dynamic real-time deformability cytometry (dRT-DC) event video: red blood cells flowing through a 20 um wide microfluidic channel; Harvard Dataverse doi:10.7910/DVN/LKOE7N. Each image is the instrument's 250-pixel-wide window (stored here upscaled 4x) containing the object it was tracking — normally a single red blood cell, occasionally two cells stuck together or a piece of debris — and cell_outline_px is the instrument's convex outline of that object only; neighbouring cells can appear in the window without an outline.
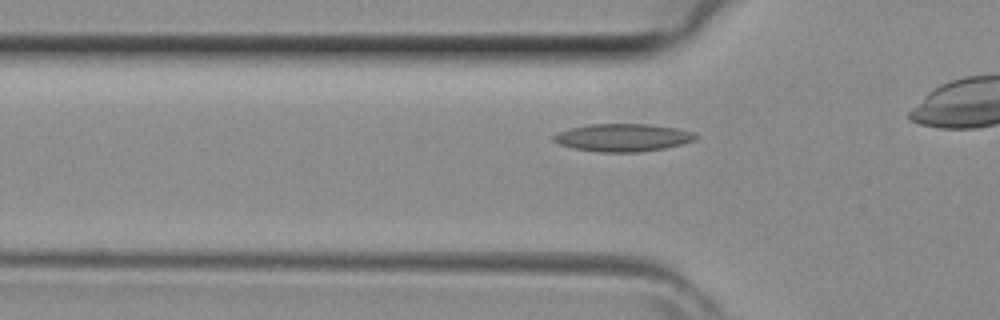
{"species": "common noctule bat (a hibernating species)", "species_latin": "Nyctalus noctula", "temperature_condition": "room temperature", "stored_images_in_passage": 20, "camera_frame_rate_fps": 3000, "um_per_image_px": 0.085, "animal": {"sex": "female", "body_mass_g": 29.2, "forearm_length_mm": 56.3}, "frame": {"image": 1, "passage_image": 5, "time_ms": 1.333, "image_size_px": [1000, 320], "cell_outline_px": [[696, 136], [692, 140], [680, 144], [664, 148], [640, 152], [600, 152], [572, 148], [560, 144], [552, 140], [552, 136], [568, 128], [588, 124], [648, 124], [676, 128], [692, 132]], "centroid_in_image_um": [52.87, 11.69], "position_along_channel_um": 72.9, "area_um2": 22.72}}
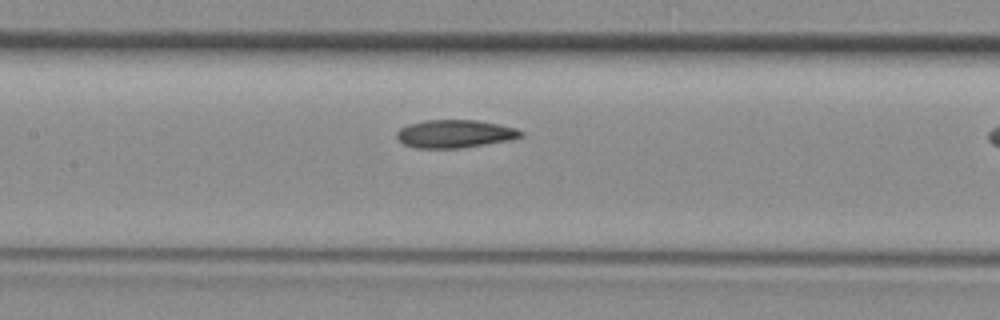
{"frame": {"image": 2, "passage_image": 11, "time_ms": 3.333, "image_size_px": [1000, 320], "cell_outline_px": [[524, 136], [512, 140], [460, 148], [416, 148], [404, 144], [396, 140], [396, 132], [400, 128], [408, 124], [424, 120], [476, 120], [500, 124], [516, 128], [524, 132]], "centroid_in_image_um": [38.67, 11.37], "position_along_channel_um": 168.7, "area_um2": 20.52}}
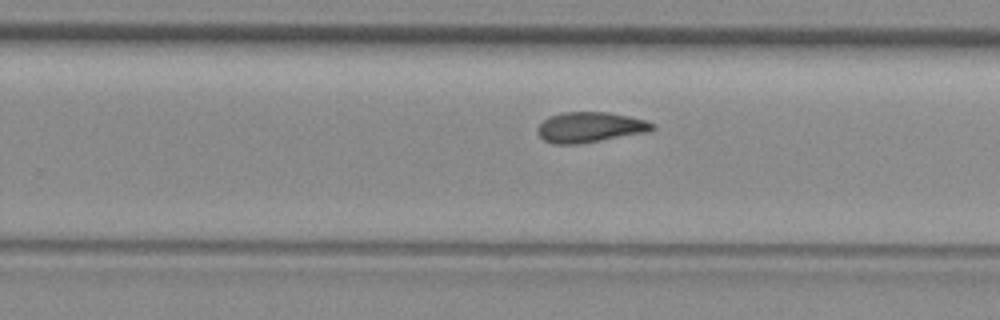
{"frame": {"image": 3, "passage_image": 18, "time_ms": 5.667, "image_size_px": [1000, 320], "cell_outline_px": [[656, 128], [652, 132], [580, 144], [552, 144], [544, 140], [536, 132], [536, 128], [548, 116], [564, 112], [608, 112], [628, 116], [644, 120], [652, 124]], "centroid_in_image_um": [50.15, 10.83], "position_along_channel_um": 279.6, "area_um2": 20.58}}